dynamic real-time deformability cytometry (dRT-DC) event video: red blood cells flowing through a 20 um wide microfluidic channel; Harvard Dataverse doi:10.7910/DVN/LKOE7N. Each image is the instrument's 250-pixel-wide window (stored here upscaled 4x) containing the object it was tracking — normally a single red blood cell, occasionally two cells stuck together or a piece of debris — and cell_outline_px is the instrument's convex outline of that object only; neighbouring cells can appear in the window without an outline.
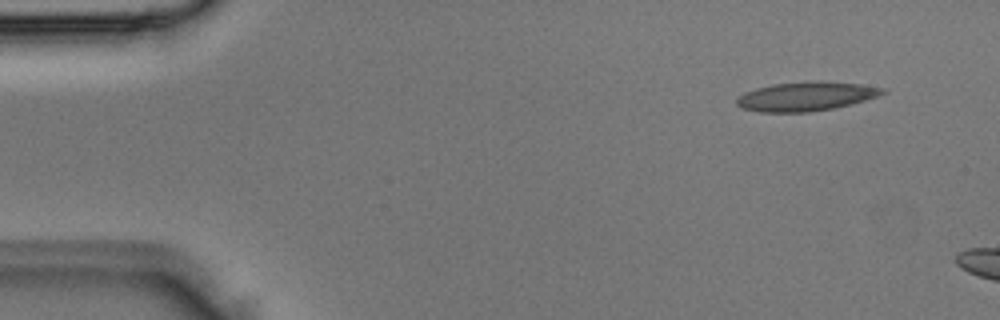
{"species": "Egyptian fruit bat (a non-hibernating species)", "species_latin": "Rousettus aegyptiacus", "temperature_condition": "room temperature", "stored_images_in_passage": 2, "camera_frame_rate_fps": 3000, "um_per_image_px": 0.085, "animal": {"sex": "male"}, "frame": {"image": 1, "passage_image": 1, "time_ms": 0.0, "image_size_px": [1000, 320], "cell_outline_px": [[888, 92], [852, 104], [832, 108], [808, 112], [760, 112], [740, 108], [736, 104], [736, 100], [744, 92], [756, 88], [772, 84], [816, 80], [860, 84], [884, 88]], "centroid_in_image_um": [68.49, 8.18], "position_along_channel_um": 16.5, "area_um2": 24.74}}